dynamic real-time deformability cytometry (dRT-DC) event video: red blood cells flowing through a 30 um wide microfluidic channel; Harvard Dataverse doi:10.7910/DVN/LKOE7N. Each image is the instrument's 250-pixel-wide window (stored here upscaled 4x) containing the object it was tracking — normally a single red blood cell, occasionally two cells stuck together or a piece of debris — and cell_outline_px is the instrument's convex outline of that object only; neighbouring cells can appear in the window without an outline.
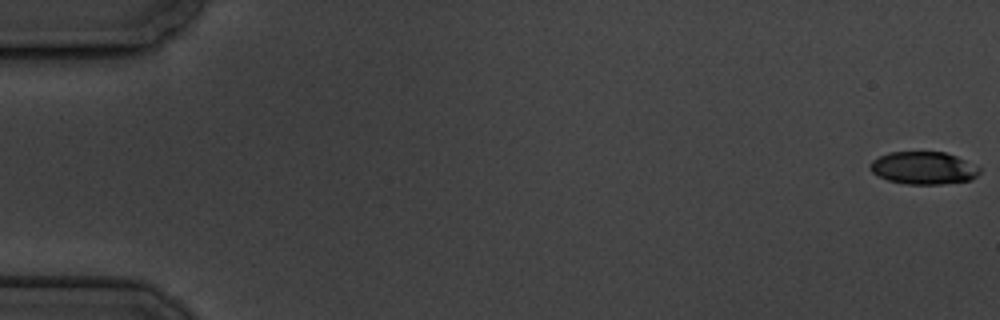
{"species": "common noctule bat (a hibernating species)", "species_latin": "Nyctalus noctula", "temperature_condition": "cold", "stored_images_in_passage": 5, "camera_frame_rate_fps": 3000, "um_per_image_px": 0.085, "animal": {"sex": "male", "body_mass_g": 19.5, "forearm_length_mm": 54.6}, "frame": {"image": 1, "passage_image": 1, "time_ms": 0.0, "image_size_px": [1000, 320], "cell_outline_px": [[980, 172], [972, 180], [940, 184], [908, 184], [888, 180], [872, 172], [868, 164], [872, 160], [888, 152], [944, 152], [956, 156], [980, 168]], "centroid_in_image_um": [78.48, 14.28], "position_along_channel_um": 6.5, "area_um2": 20.63}}
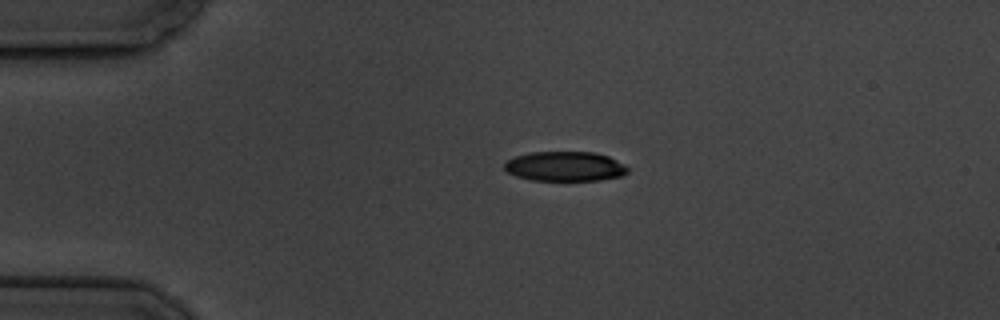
{"frame": {"image": 2, "passage_image": 4, "time_ms": 4.333, "image_size_px": [1000, 320], "cell_outline_px": [[628, 172], [620, 176], [600, 180], [532, 180], [516, 176], [508, 172], [504, 168], [504, 164], [508, 160], [516, 156], [528, 152], [596, 152], [608, 156], [624, 164], [628, 168]], "centroid_in_image_um": [48.02, 14.13], "position_along_channel_um": 37.0, "area_um2": 21.27}}